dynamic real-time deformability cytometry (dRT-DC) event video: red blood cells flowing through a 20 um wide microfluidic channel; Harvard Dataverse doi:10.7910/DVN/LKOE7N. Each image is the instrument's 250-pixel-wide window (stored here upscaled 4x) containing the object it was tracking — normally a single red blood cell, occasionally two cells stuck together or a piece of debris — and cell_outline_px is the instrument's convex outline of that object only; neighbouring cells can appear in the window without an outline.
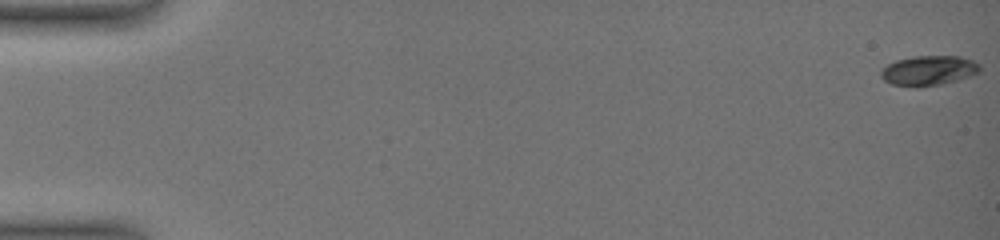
{"species": "common noctule bat (a hibernating species)", "species_latin": "Nyctalus noctula", "temperature_condition": "warm", "stored_images_in_passage": 45, "camera_frame_rate_fps": 3000, "um_per_image_px": 0.085, "animal": {"sex": "female", "body_mass_g": 19.0, "forearm_length_mm": 51.5}, "frame": {"image": 1, "passage_image": 1, "time_ms": 0.0, "image_size_px": [1000, 240], "cell_outline_px": [[980, 72], [956, 80], [940, 84], [892, 84], [884, 80], [880, 76], [880, 72], [888, 64], [896, 60], [912, 56], [960, 56], [972, 60], [980, 64]], "centroid_in_image_um": [78.96, 5.94], "position_along_channel_um": 6.0, "area_um2": 16.53}}
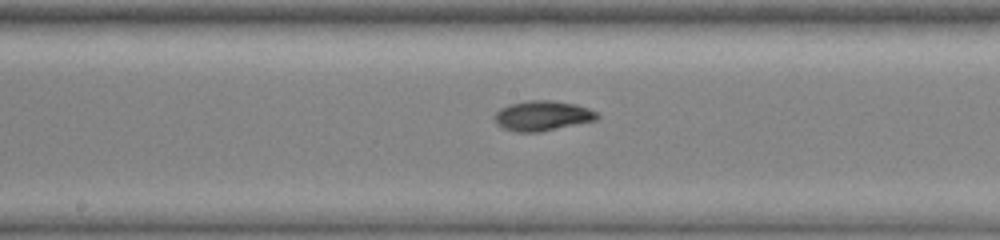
{"frame": {"image": 2, "passage_image": 26, "time_ms": 10.333, "image_size_px": [1000, 240], "cell_outline_px": [[600, 116], [596, 120], [540, 132], [516, 132], [504, 128], [496, 124], [492, 116], [500, 108], [508, 104], [528, 100], [552, 100], [576, 104], [588, 108], [596, 112]], "centroid_in_image_um": [46.07, 9.83], "position_along_channel_um": 202.1, "area_um2": 18.09}}
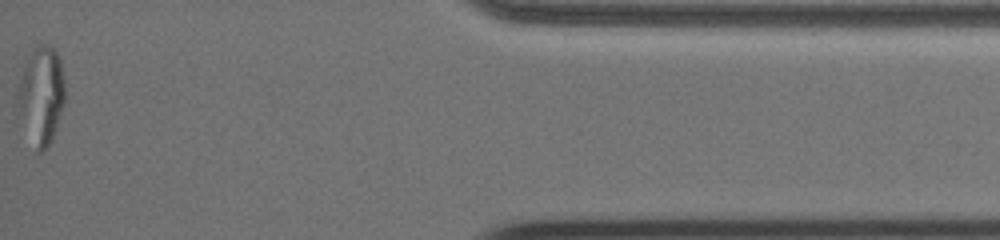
{"frame": {"image": 3, "passage_image": 45, "time_ms": 18.0, "image_size_px": [1000, 240], "cell_outline_px": [[64, 100], [48, 148], [44, 152], [36, 152], [12, 104], [24, 68], [32, 48], [40, 44], [48, 44], [60, 56], [64, 80]], "centroid_in_image_um": [3.44, 8.12], "position_along_channel_um": 431.8, "area_um2": 27.34}, "authors_computed_cell_mechanics": {"area_um2": 17.1666, "velocity_mm_per_s": 3.665, "shape_relaxation_time_tau1_ms": 7.8225, "shape_relaxation_time_tau2_ms": 1.3873, "deformation_change_tau1": 0.2836, "deformation_change_tau2": 0.0438}}